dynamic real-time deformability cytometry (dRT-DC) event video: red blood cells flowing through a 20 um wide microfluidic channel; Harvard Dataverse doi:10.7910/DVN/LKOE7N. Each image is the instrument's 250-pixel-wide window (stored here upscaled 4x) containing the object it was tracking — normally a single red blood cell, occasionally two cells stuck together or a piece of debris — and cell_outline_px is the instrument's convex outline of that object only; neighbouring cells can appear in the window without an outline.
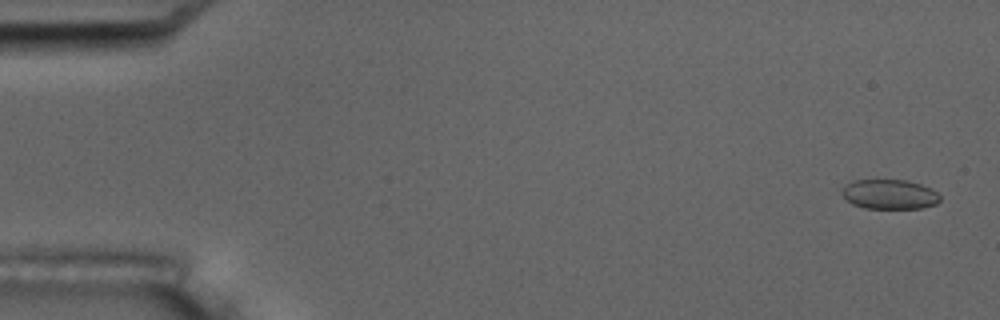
{"species": "common noctule bat (a hibernating species)", "species_latin": "Nyctalus noctula", "temperature_condition": "room temperature", "stored_images_in_passage": 4, "camera_frame_rate_fps": 3000, "um_per_image_px": 0.085, "animal": {"sex": "male", "body_mass_g": 17.5, "forearm_length_mm": 52.3}, "frame": {"image": 1, "passage_image": 1, "time_ms": 0.0, "image_size_px": [1000, 320], "cell_outline_px": [[940, 200], [936, 204], [920, 208], [864, 208], [852, 204], [840, 192], [848, 184], [856, 180], [908, 180], [932, 188], [940, 196]], "centroid_in_image_um": [75.64, 16.51], "position_along_channel_um": 9.4, "area_um2": 16.82}}